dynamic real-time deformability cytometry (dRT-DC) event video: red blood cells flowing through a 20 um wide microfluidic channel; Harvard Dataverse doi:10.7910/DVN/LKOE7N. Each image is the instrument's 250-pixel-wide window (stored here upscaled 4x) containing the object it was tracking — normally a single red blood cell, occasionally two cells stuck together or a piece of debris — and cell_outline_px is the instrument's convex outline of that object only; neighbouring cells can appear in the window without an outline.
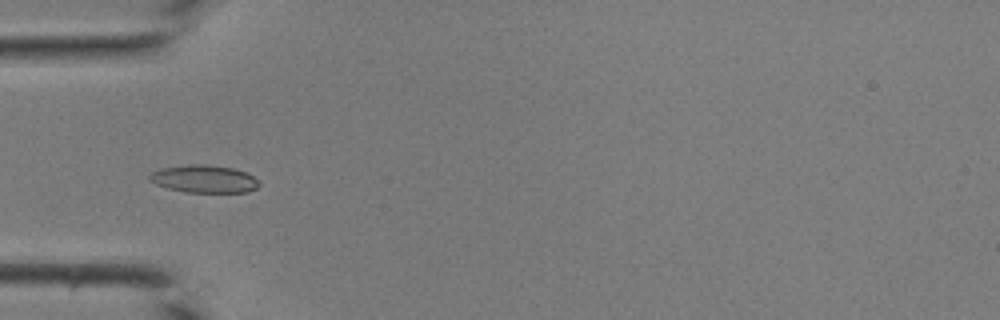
{"species": "common noctule bat (a hibernating species)", "species_latin": "Nyctalus noctula", "temperature_condition": "room temperature", "stored_images_in_passage": 31, "camera_frame_rate_fps": 3000, "um_per_image_px": 0.085, "animal": {"sex": "male", "body_mass_g": 19.0, "forearm_length_mm": 50.8}, "frame": {"image": 1, "passage_image": 3, "time_ms": 0.667, "image_size_px": [1000, 320], "cell_outline_px": [[260, 184], [256, 188], [248, 192], [188, 192], [168, 188], [156, 184], [148, 180], [148, 176], [152, 172], [160, 168], [188, 164], [204, 164], [232, 168], [244, 172], [252, 176]], "centroid_in_image_um": [17.3, 15.2], "position_along_channel_um": 67.7, "area_um2": 17.51}}
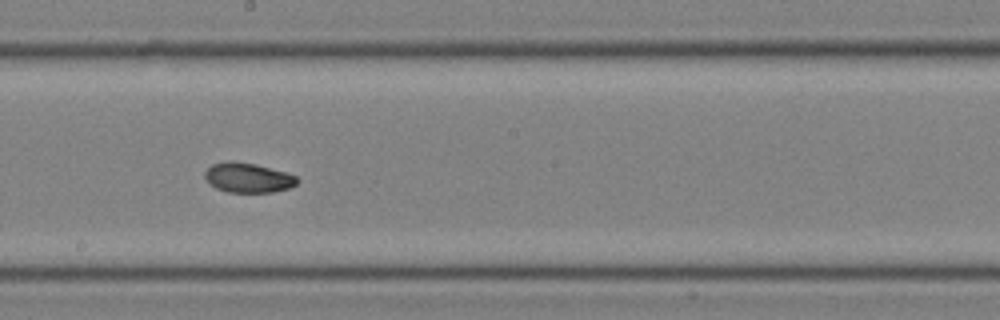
{"frame": {"image": 2, "passage_image": 13, "time_ms": 4.0, "image_size_px": [1000, 320], "cell_outline_px": [[300, 180], [296, 184], [288, 188], [272, 192], [228, 192], [216, 188], [204, 176], [204, 172], [212, 164], [228, 160], [232, 160], [256, 164], [284, 172], [296, 176]], "centroid_in_image_um": [21.07, 15.09], "position_along_channel_um": 227.1, "area_um2": 15.9}}
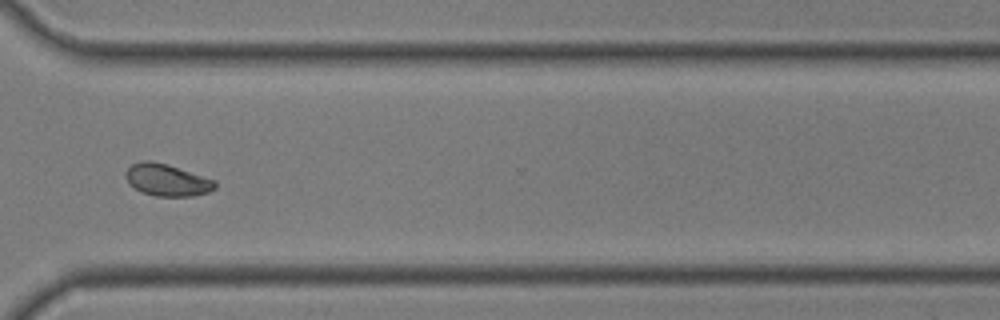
{"frame": {"image": 3, "passage_image": 21, "time_ms": 6.667, "image_size_px": [1000, 320], "cell_outline_px": [[216, 188], [208, 192], [192, 196], [156, 196], [140, 192], [128, 184], [124, 176], [124, 172], [132, 164], [144, 160], [152, 160], [216, 180]], "centroid_in_image_um": [14.15, 15.31], "position_along_channel_um": 356.4, "area_um2": 16.7}}